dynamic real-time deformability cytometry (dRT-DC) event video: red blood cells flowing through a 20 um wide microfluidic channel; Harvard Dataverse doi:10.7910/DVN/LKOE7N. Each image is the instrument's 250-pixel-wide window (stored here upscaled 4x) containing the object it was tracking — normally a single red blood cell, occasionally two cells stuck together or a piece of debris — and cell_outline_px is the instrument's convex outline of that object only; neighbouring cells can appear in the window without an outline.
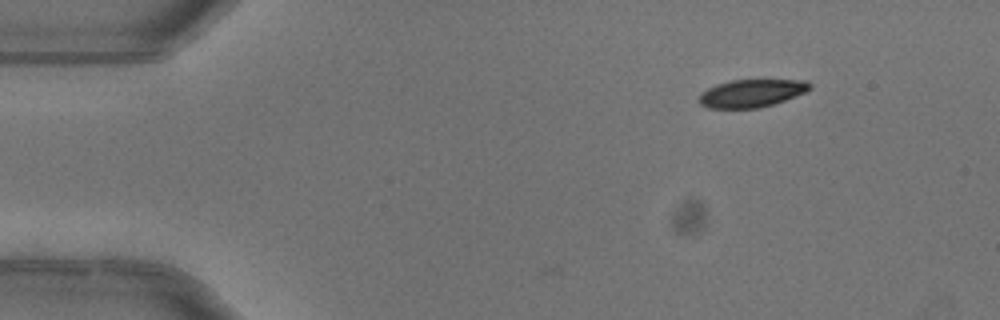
{"species": "common noctule bat (a hibernating species)", "species_latin": "Nyctalus noctula", "temperature_condition": "warm", "stored_images_in_passage": 4, "camera_frame_rate_fps": 3000, "um_per_image_px": 0.085, "animal": {"sex": "female"}, "frame": {"image": 1, "passage_image": 1, "time_ms": 0.0, "image_size_px": [1000, 320], "cell_outline_px": [[812, 88], [804, 92], [784, 100], [772, 104], [756, 108], [708, 108], [700, 104], [696, 100], [700, 92], [716, 84], [732, 80], [804, 80], [812, 84]], "centroid_in_image_um": [63.82, 7.92], "position_along_channel_um": 21.2, "area_um2": 17.92}}
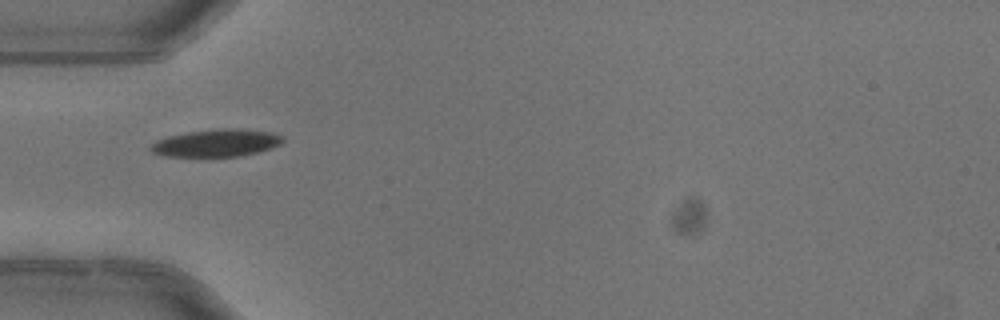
{"frame": {"image": 2, "passage_image": 4, "time_ms": 1.0, "image_size_px": [1000, 320], "cell_outline_px": [[284, 140], [280, 144], [256, 152], [240, 156], [160, 156], [152, 152], [148, 148], [156, 140], [168, 136], [188, 132], [220, 128], [236, 128], [272, 132], [284, 136]], "centroid_in_image_um": [18.37, 12.14], "position_along_channel_um": 66.6, "area_um2": 21.04}}